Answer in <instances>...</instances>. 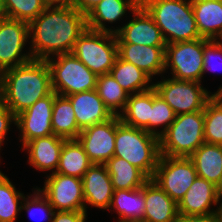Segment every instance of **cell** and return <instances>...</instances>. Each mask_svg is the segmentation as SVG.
I'll use <instances>...</instances> for the list:
<instances>
[{
	"label": "cell",
	"instance_id": "1",
	"mask_svg": "<svg viewBox=\"0 0 222 222\" xmlns=\"http://www.w3.org/2000/svg\"><path fill=\"white\" fill-rule=\"evenodd\" d=\"M86 29V15L73 5L47 7L29 23V50L33 59L47 60L71 53Z\"/></svg>",
	"mask_w": 222,
	"mask_h": 222
},
{
	"label": "cell",
	"instance_id": "2",
	"mask_svg": "<svg viewBox=\"0 0 222 222\" xmlns=\"http://www.w3.org/2000/svg\"><path fill=\"white\" fill-rule=\"evenodd\" d=\"M51 92V72L46 60L32 59L2 72L0 100L15 116Z\"/></svg>",
	"mask_w": 222,
	"mask_h": 222
},
{
	"label": "cell",
	"instance_id": "3",
	"mask_svg": "<svg viewBox=\"0 0 222 222\" xmlns=\"http://www.w3.org/2000/svg\"><path fill=\"white\" fill-rule=\"evenodd\" d=\"M140 4L160 28L166 44L201 38L191 0H142Z\"/></svg>",
	"mask_w": 222,
	"mask_h": 222
},
{
	"label": "cell",
	"instance_id": "4",
	"mask_svg": "<svg viewBox=\"0 0 222 222\" xmlns=\"http://www.w3.org/2000/svg\"><path fill=\"white\" fill-rule=\"evenodd\" d=\"M114 156L126 160L152 179L160 158L159 137L127 126L116 116Z\"/></svg>",
	"mask_w": 222,
	"mask_h": 222
},
{
	"label": "cell",
	"instance_id": "5",
	"mask_svg": "<svg viewBox=\"0 0 222 222\" xmlns=\"http://www.w3.org/2000/svg\"><path fill=\"white\" fill-rule=\"evenodd\" d=\"M203 143L204 111L179 114L159 137L160 155L190 157Z\"/></svg>",
	"mask_w": 222,
	"mask_h": 222
},
{
	"label": "cell",
	"instance_id": "6",
	"mask_svg": "<svg viewBox=\"0 0 222 222\" xmlns=\"http://www.w3.org/2000/svg\"><path fill=\"white\" fill-rule=\"evenodd\" d=\"M71 53L96 76L109 74L118 57L116 34L87 28Z\"/></svg>",
	"mask_w": 222,
	"mask_h": 222
},
{
	"label": "cell",
	"instance_id": "7",
	"mask_svg": "<svg viewBox=\"0 0 222 222\" xmlns=\"http://www.w3.org/2000/svg\"><path fill=\"white\" fill-rule=\"evenodd\" d=\"M51 72V87L58 95L68 96L96 89L97 77L72 53L46 60Z\"/></svg>",
	"mask_w": 222,
	"mask_h": 222
},
{
	"label": "cell",
	"instance_id": "8",
	"mask_svg": "<svg viewBox=\"0 0 222 222\" xmlns=\"http://www.w3.org/2000/svg\"><path fill=\"white\" fill-rule=\"evenodd\" d=\"M153 88L166 101L176 115L204 111L206 102L214 95L201 82L164 78L155 82Z\"/></svg>",
	"mask_w": 222,
	"mask_h": 222
},
{
	"label": "cell",
	"instance_id": "9",
	"mask_svg": "<svg viewBox=\"0 0 222 222\" xmlns=\"http://www.w3.org/2000/svg\"><path fill=\"white\" fill-rule=\"evenodd\" d=\"M209 41L199 38L166 44L165 72L170 69L172 78L176 80L202 82L203 51Z\"/></svg>",
	"mask_w": 222,
	"mask_h": 222
},
{
	"label": "cell",
	"instance_id": "10",
	"mask_svg": "<svg viewBox=\"0 0 222 222\" xmlns=\"http://www.w3.org/2000/svg\"><path fill=\"white\" fill-rule=\"evenodd\" d=\"M196 177V169L189 157L160 155L152 180L178 204Z\"/></svg>",
	"mask_w": 222,
	"mask_h": 222
},
{
	"label": "cell",
	"instance_id": "11",
	"mask_svg": "<svg viewBox=\"0 0 222 222\" xmlns=\"http://www.w3.org/2000/svg\"><path fill=\"white\" fill-rule=\"evenodd\" d=\"M29 40V24L17 19L0 20V72L23 65L33 59L31 51L23 53Z\"/></svg>",
	"mask_w": 222,
	"mask_h": 222
},
{
	"label": "cell",
	"instance_id": "12",
	"mask_svg": "<svg viewBox=\"0 0 222 222\" xmlns=\"http://www.w3.org/2000/svg\"><path fill=\"white\" fill-rule=\"evenodd\" d=\"M55 211L85 210L82 179L69 175L51 173L38 188Z\"/></svg>",
	"mask_w": 222,
	"mask_h": 222
},
{
	"label": "cell",
	"instance_id": "13",
	"mask_svg": "<svg viewBox=\"0 0 222 222\" xmlns=\"http://www.w3.org/2000/svg\"><path fill=\"white\" fill-rule=\"evenodd\" d=\"M54 99L55 92L52 91L16 116L15 126L19 129V140L23 146L32 139L53 134L51 121Z\"/></svg>",
	"mask_w": 222,
	"mask_h": 222
},
{
	"label": "cell",
	"instance_id": "14",
	"mask_svg": "<svg viewBox=\"0 0 222 222\" xmlns=\"http://www.w3.org/2000/svg\"><path fill=\"white\" fill-rule=\"evenodd\" d=\"M116 116L83 129L77 140L93 164H105L114 156Z\"/></svg>",
	"mask_w": 222,
	"mask_h": 222
},
{
	"label": "cell",
	"instance_id": "15",
	"mask_svg": "<svg viewBox=\"0 0 222 222\" xmlns=\"http://www.w3.org/2000/svg\"><path fill=\"white\" fill-rule=\"evenodd\" d=\"M132 15L134 17L122 27L113 28L117 43L166 46L160 28L141 4L132 11Z\"/></svg>",
	"mask_w": 222,
	"mask_h": 222
},
{
	"label": "cell",
	"instance_id": "16",
	"mask_svg": "<svg viewBox=\"0 0 222 222\" xmlns=\"http://www.w3.org/2000/svg\"><path fill=\"white\" fill-rule=\"evenodd\" d=\"M81 179L85 212L87 213V204L109 210L114 187L105 164H92Z\"/></svg>",
	"mask_w": 222,
	"mask_h": 222
},
{
	"label": "cell",
	"instance_id": "17",
	"mask_svg": "<svg viewBox=\"0 0 222 222\" xmlns=\"http://www.w3.org/2000/svg\"><path fill=\"white\" fill-rule=\"evenodd\" d=\"M220 204L218 187L204 178L196 177L178 203L179 216L206 215L218 212L210 207Z\"/></svg>",
	"mask_w": 222,
	"mask_h": 222
},
{
	"label": "cell",
	"instance_id": "18",
	"mask_svg": "<svg viewBox=\"0 0 222 222\" xmlns=\"http://www.w3.org/2000/svg\"><path fill=\"white\" fill-rule=\"evenodd\" d=\"M118 56L132 63L149 75H161L165 72V47L166 46H144L132 43H117Z\"/></svg>",
	"mask_w": 222,
	"mask_h": 222
},
{
	"label": "cell",
	"instance_id": "19",
	"mask_svg": "<svg viewBox=\"0 0 222 222\" xmlns=\"http://www.w3.org/2000/svg\"><path fill=\"white\" fill-rule=\"evenodd\" d=\"M67 97L72 104L81 131L114 116L103 103L96 89L75 93Z\"/></svg>",
	"mask_w": 222,
	"mask_h": 222
},
{
	"label": "cell",
	"instance_id": "20",
	"mask_svg": "<svg viewBox=\"0 0 222 222\" xmlns=\"http://www.w3.org/2000/svg\"><path fill=\"white\" fill-rule=\"evenodd\" d=\"M145 213L142 222H178V204L152 179L144 184Z\"/></svg>",
	"mask_w": 222,
	"mask_h": 222
},
{
	"label": "cell",
	"instance_id": "21",
	"mask_svg": "<svg viewBox=\"0 0 222 222\" xmlns=\"http://www.w3.org/2000/svg\"><path fill=\"white\" fill-rule=\"evenodd\" d=\"M66 139L54 134L38 137L27 142L22 150H27L28 163L36 170L56 172L60 154Z\"/></svg>",
	"mask_w": 222,
	"mask_h": 222
},
{
	"label": "cell",
	"instance_id": "22",
	"mask_svg": "<svg viewBox=\"0 0 222 222\" xmlns=\"http://www.w3.org/2000/svg\"><path fill=\"white\" fill-rule=\"evenodd\" d=\"M139 4V0H102L86 14L87 28L114 34V29L107 28L105 23L122 20L128 10L134 11Z\"/></svg>",
	"mask_w": 222,
	"mask_h": 222
},
{
	"label": "cell",
	"instance_id": "23",
	"mask_svg": "<svg viewBox=\"0 0 222 222\" xmlns=\"http://www.w3.org/2000/svg\"><path fill=\"white\" fill-rule=\"evenodd\" d=\"M197 29L201 38L222 37V0H191Z\"/></svg>",
	"mask_w": 222,
	"mask_h": 222
},
{
	"label": "cell",
	"instance_id": "24",
	"mask_svg": "<svg viewBox=\"0 0 222 222\" xmlns=\"http://www.w3.org/2000/svg\"><path fill=\"white\" fill-rule=\"evenodd\" d=\"M197 176L219 187L222 183V145L203 143L190 157Z\"/></svg>",
	"mask_w": 222,
	"mask_h": 222
},
{
	"label": "cell",
	"instance_id": "25",
	"mask_svg": "<svg viewBox=\"0 0 222 222\" xmlns=\"http://www.w3.org/2000/svg\"><path fill=\"white\" fill-rule=\"evenodd\" d=\"M151 109H153V88L130 94L126 107L119 117L123 124L151 133Z\"/></svg>",
	"mask_w": 222,
	"mask_h": 222
},
{
	"label": "cell",
	"instance_id": "26",
	"mask_svg": "<svg viewBox=\"0 0 222 222\" xmlns=\"http://www.w3.org/2000/svg\"><path fill=\"white\" fill-rule=\"evenodd\" d=\"M110 208L118 213V222H142L145 213L144 185L132 190H114Z\"/></svg>",
	"mask_w": 222,
	"mask_h": 222
},
{
	"label": "cell",
	"instance_id": "27",
	"mask_svg": "<svg viewBox=\"0 0 222 222\" xmlns=\"http://www.w3.org/2000/svg\"><path fill=\"white\" fill-rule=\"evenodd\" d=\"M109 74L129 95L148 91L154 86L149 75L119 56Z\"/></svg>",
	"mask_w": 222,
	"mask_h": 222
},
{
	"label": "cell",
	"instance_id": "28",
	"mask_svg": "<svg viewBox=\"0 0 222 222\" xmlns=\"http://www.w3.org/2000/svg\"><path fill=\"white\" fill-rule=\"evenodd\" d=\"M114 190H132L142 187L149 178L126 160L113 156L105 163Z\"/></svg>",
	"mask_w": 222,
	"mask_h": 222
},
{
	"label": "cell",
	"instance_id": "29",
	"mask_svg": "<svg viewBox=\"0 0 222 222\" xmlns=\"http://www.w3.org/2000/svg\"><path fill=\"white\" fill-rule=\"evenodd\" d=\"M92 162L77 139L64 141L56 173L82 178Z\"/></svg>",
	"mask_w": 222,
	"mask_h": 222
},
{
	"label": "cell",
	"instance_id": "30",
	"mask_svg": "<svg viewBox=\"0 0 222 222\" xmlns=\"http://www.w3.org/2000/svg\"><path fill=\"white\" fill-rule=\"evenodd\" d=\"M51 126L54 135L66 140L77 139L81 132L72 104L67 96L55 93Z\"/></svg>",
	"mask_w": 222,
	"mask_h": 222
},
{
	"label": "cell",
	"instance_id": "31",
	"mask_svg": "<svg viewBox=\"0 0 222 222\" xmlns=\"http://www.w3.org/2000/svg\"><path fill=\"white\" fill-rule=\"evenodd\" d=\"M204 139L205 143L222 145V86L206 102Z\"/></svg>",
	"mask_w": 222,
	"mask_h": 222
},
{
	"label": "cell",
	"instance_id": "32",
	"mask_svg": "<svg viewBox=\"0 0 222 222\" xmlns=\"http://www.w3.org/2000/svg\"><path fill=\"white\" fill-rule=\"evenodd\" d=\"M96 90L103 103L113 115L119 116L123 112L129 94L110 74L97 77Z\"/></svg>",
	"mask_w": 222,
	"mask_h": 222
},
{
	"label": "cell",
	"instance_id": "33",
	"mask_svg": "<svg viewBox=\"0 0 222 222\" xmlns=\"http://www.w3.org/2000/svg\"><path fill=\"white\" fill-rule=\"evenodd\" d=\"M24 193L16 190L13 183L0 171V222H16L22 211Z\"/></svg>",
	"mask_w": 222,
	"mask_h": 222
},
{
	"label": "cell",
	"instance_id": "34",
	"mask_svg": "<svg viewBox=\"0 0 222 222\" xmlns=\"http://www.w3.org/2000/svg\"><path fill=\"white\" fill-rule=\"evenodd\" d=\"M7 18L17 19L28 24L46 8L43 0H4Z\"/></svg>",
	"mask_w": 222,
	"mask_h": 222
},
{
	"label": "cell",
	"instance_id": "35",
	"mask_svg": "<svg viewBox=\"0 0 222 222\" xmlns=\"http://www.w3.org/2000/svg\"><path fill=\"white\" fill-rule=\"evenodd\" d=\"M174 110L162 99L153 88V109H151V134L160 137L174 122ZM163 128L159 131L157 127Z\"/></svg>",
	"mask_w": 222,
	"mask_h": 222
},
{
	"label": "cell",
	"instance_id": "36",
	"mask_svg": "<svg viewBox=\"0 0 222 222\" xmlns=\"http://www.w3.org/2000/svg\"><path fill=\"white\" fill-rule=\"evenodd\" d=\"M34 189H36L33 191L34 196L30 194L27 195V197H24L21 210H26V212H28V214L34 219H38L36 216H38L39 212V214H42L41 217L43 216L42 218L40 217V221H42V219H47L51 222L55 210L41 191L38 188Z\"/></svg>",
	"mask_w": 222,
	"mask_h": 222
},
{
	"label": "cell",
	"instance_id": "37",
	"mask_svg": "<svg viewBox=\"0 0 222 222\" xmlns=\"http://www.w3.org/2000/svg\"><path fill=\"white\" fill-rule=\"evenodd\" d=\"M203 56L202 77L209 70L222 71V47L218 40H210L204 46Z\"/></svg>",
	"mask_w": 222,
	"mask_h": 222
},
{
	"label": "cell",
	"instance_id": "38",
	"mask_svg": "<svg viewBox=\"0 0 222 222\" xmlns=\"http://www.w3.org/2000/svg\"><path fill=\"white\" fill-rule=\"evenodd\" d=\"M12 123L16 125V116L0 100V150Z\"/></svg>",
	"mask_w": 222,
	"mask_h": 222
},
{
	"label": "cell",
	"instance_id": "39",
	"mask_svg": "<svg viewBox=\"0 0 222 222\" xmlns=\"http://www.w3.org/2000/svg\"><path fill=\"white\" fill-rule=\"evenodd\" d=\"M87 213L80 211H54L51 222H86Z\"/></svg>",
	"mask_w": 222,
	"mask_h": 222
},
{
	"label": "cell",
	"instance_id": "40",
	"mask_svg": "<svg viewBox=\"0 0 222 222\" xmlns=\"http://www.w3.org/2000/svg\"><path fill=\"white\" fill-rule=\"evenodd\" d=\"M178 222H221L219 213H212L206 215H189L179 216Z\"/></svg>",
	"mask_w": 222,
	"mask_h": 222
},
{
	"label": "cell",
	"instance_id": "41",
	"mask_svg": "<svg viewBox=\"0 0 222 222\" xmlns=\"http://www.w3.org/2000/svg\"><path fill=\"white\" fill-rule=\"evenodd\" d=\"M100 1L102 0H72L71 5L86 15Z\"/></svg>",
	"mask_w": 222,
	"mask_h": 222
},
{
	"label": "cell",
	"instance_id": "42",
	"mask_svg": "<svg viewBox=\"0 0 222 222\" xmlns=\"http://www.w3.org/2000/svg\"><path fill=\"white\" fill-rule=\"evenodd\" d=\"M47 7L65 6L72 3V0H43Z\"/></svg>",
	"mask_w": 222,
	"mask_h": 222
},
{
	"label": "cell",
	"instance_id": "43",
	"mask_svg": "<svg viewBox=\"0 0 222 222\" xmlns=\"http://www.w3.org/2000/svg\"><path fill=\"white\" fill-rule=\"evenodd\" d=\"M7 18V12L4 5V0H0V20Z\"/></svg>",
	"mask_w": 222,
	"mask_h": 222
},
{
	"label": "cell",
	"instance_id": "44",
	"mask_svg": "<svg viewBox=\"0 0 222 222\" xmlns=\"http://www.w3.org/2000/svg\"><path fill=\"white\" fill-rule=\"evenodd\" d=\"M218 197H219V202L222 203V201H220V200H222V183H221V185L218 187Z\"/></svg>",
	"mask_w": 222,
	"mask_h": 222
},
{
	"label": "cell",
	"instance_id": "45",
	"mask_svg": "<svg viewBox=\"0 0 222 222\" xmlns=\"http://www.w3.org/2000/svg\"><path fill=\"white\" fill-rule=\"evenodd\" d=\"M218 213H219L220 221L222 222V203H220V205H219Z\"/></svg>",
	"mask_w": 222,
	"mask_h": 222
},
{
	"label": "cell",
	"instance_id": "46",
	"mask_svg": "<svg viewBox=\"0 0 222 222\" xmlns=\"http://www.w3.org/2000/svg\"><path fill=\"white\" fill-rule=\"evenodd\" d=\"M1 83H2V73L0 72V97H1Z\"/></svg>",
	"mask_w": 222,
	"mask_h": 222
},
{
	"label": "cell",
	"instance_id": "47",
	"mask_svg": "<svg viewBox=\"0 0 222 222\" xmlns=\"http://www.w3.org/2000/svg\"><path fill=\"white\" fill-rule=\"evenodd\" d=\"M219 40L218 42L220 43L221 47H222V40L221 39H217Z\"/></svg>",
	"mask_w": 222,
	"mask_h": 222
}]
</instances>
